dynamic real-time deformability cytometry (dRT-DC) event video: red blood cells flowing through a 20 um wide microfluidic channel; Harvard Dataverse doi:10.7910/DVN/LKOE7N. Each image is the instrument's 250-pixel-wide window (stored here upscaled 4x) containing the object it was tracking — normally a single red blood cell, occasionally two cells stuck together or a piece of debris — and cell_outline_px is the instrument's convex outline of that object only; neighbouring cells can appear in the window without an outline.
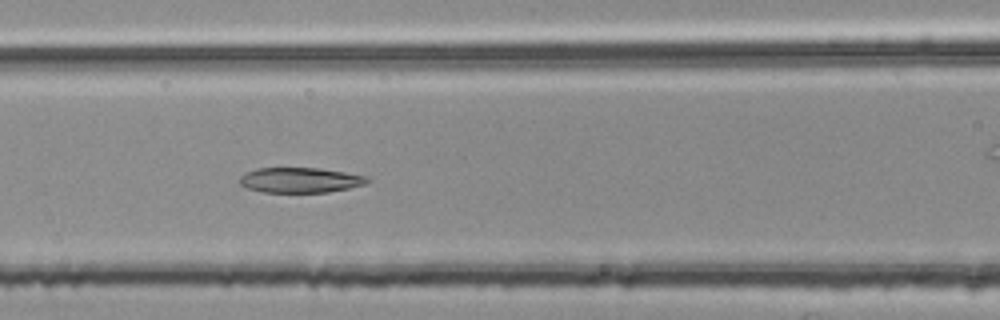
{"species": "common noctule bat (a hibernating species)", "species_latin": "Nyctalus noctula", "temperature_condition": "room temperature", "stored_images_in_passage": 52, "segment_of_instrument_passage": [2, 2], "camera_frame_rate_fps": 3000, "um_per_image_px": 0.085, "animal": {"sex": "female", "body_mass_g": 25.1}, "frame": {"image": 1, "passage_image": 22, "time_ms": 7.0, "image_size_px": [1000, 320], "cell_outline_px": [[372, 180], [364, 184], [348, 188], [328, 192], [264, 192], [248, 188], [240, 184], [240, 176], [256, 168], [316, 168], [344, 172], [368, 176]], "centroid_in_image_um": [25.54, 15.3], "position_along_channel_um": 141.1, "area_um2": 18.55}}
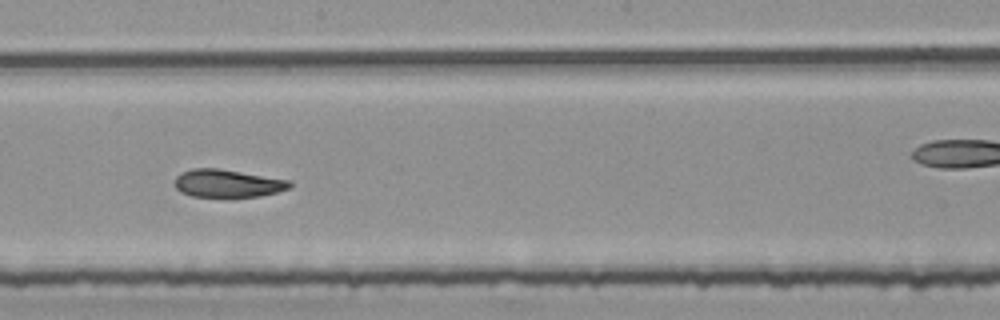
{"frame": {"image": 2, "passage_image": 29, "time_ms": 9.333, "image_size_px": [1000, 320], "cell_outline_px": [[292, 188], [260, 196], [192, 196], [180, 192], [176, 188], [176, 176], [180, 172], [192, 168], [216, 168], [292, 180]], "centroid_in_image_um": [19.37, 15.57], "position_along_channel_um": 228.8, "area_um2": 18.55}}
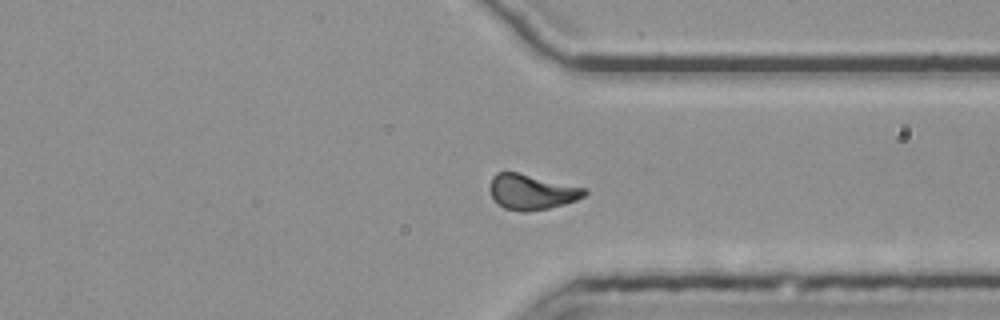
{"frame": {"image": 3, "passage_image": 40, "time_ms": 13.0, "image_size_px": [1000, 320], "cell_outline_px": [[588, 192], [584, 196], [576, 200], [564, 204], [548, 208], [524, 212], [520, 212], [504, 208], [496, 204], [492, 200], [488, 188], [492, 176], [496, 172], [516, 172], [588, 188]], "centroid_in_image_um": [45.15, 16.32], "position_along_channel_um": 366.2, "area_um2": 19.77}}